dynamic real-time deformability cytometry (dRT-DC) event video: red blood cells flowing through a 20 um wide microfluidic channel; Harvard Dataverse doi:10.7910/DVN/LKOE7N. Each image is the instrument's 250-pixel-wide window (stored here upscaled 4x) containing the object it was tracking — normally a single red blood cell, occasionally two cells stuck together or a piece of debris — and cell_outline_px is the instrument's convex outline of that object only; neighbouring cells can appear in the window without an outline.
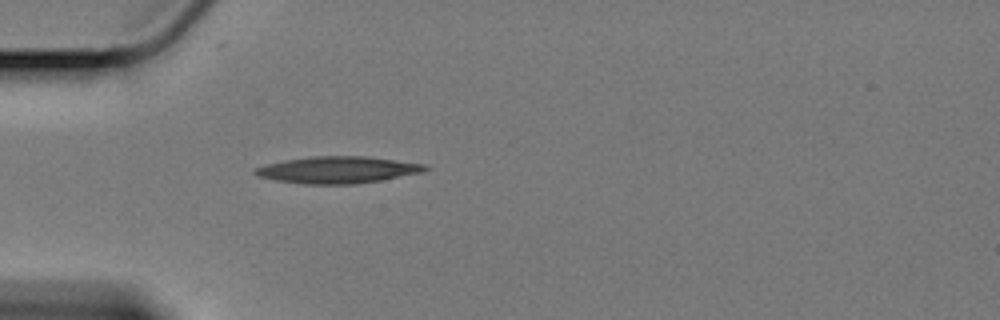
{"species": "Egyptian fruit bat (a non-hibernating species)", "species_latin": "Rousettus aegyptiacus", "temperature_condition": "cold", "stored_images_in_passage": 32, "camera_frame_rate_fps": 3000, "um_per_image_px": 0.085, "animal": {"sex": "female"}, "frame": {"image": 1, "passage_image": 1, "time_ms": 0.0, "image_size_px": [1000, 320], "cell_outline_px": [[432, 168], [420, 172], [380, 180], [356, 184], [304, 184], [276, 180], [256, 176], [252, 172], [256, 168], [264, 164], [284, 160], [312, 156], [364, 156], [424, 164]], "centroid_in_image_um": [28.64, 14.43], "position_along_channel_um": 56.4, "area_um2": 26.41}}
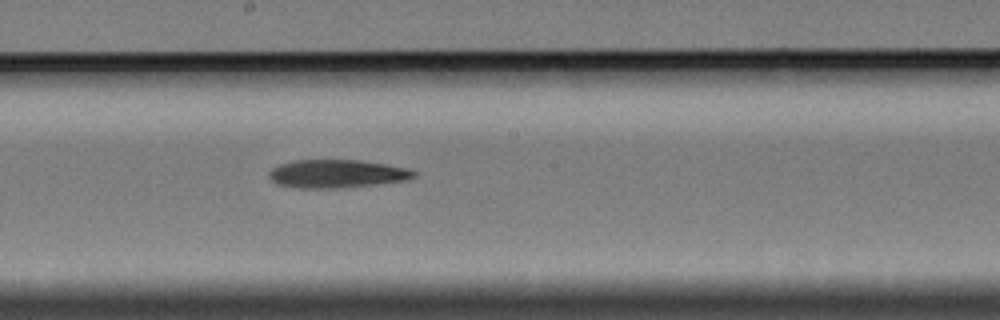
{"frame": {"image": 2, "passage_image": 16, "time_ms": 5.0, "image_size_px": [1000, 320], "cell_outline_px": [[416, 176], [404, 180], [372, 184], [332, 188], [300, 188], [276, 184], [272, 180], [268, 172], [272, 168], [280, 164], [296, 160], [360, 160], [384, 164], [404, 168], [416, 172]], "centroid_in_image_um": [28.57, 14.76], "position_along_channel_um": 219.6, "area_um2": 23.29}}
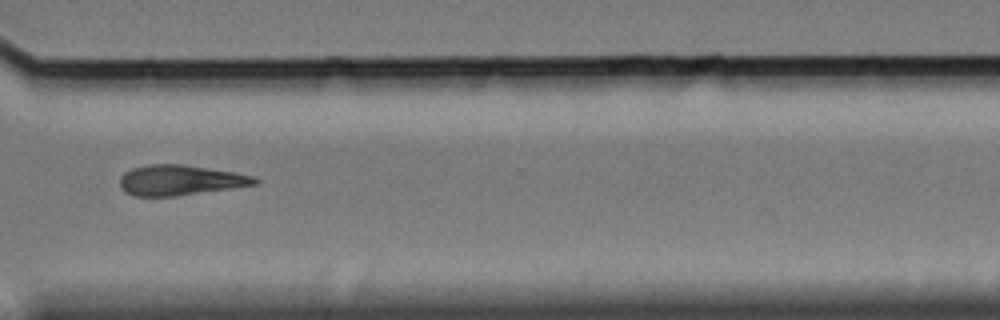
{"frame": {"image": 3, "passage_image": 28, "time_ms": 9.0, "image_size_px": [1000, 320], "cell_outline_px": [[260, 180], [256, 184], [176, 196], [132, 196], [124, 192], [120, 184], [120, 176], [124, 172], [132, 168], [148, 164], [180, 164], [236, 172], [252, 176]], "centroid_in_image_um": [15.26, 15.31], "position_along_channel_um": 355.3, "area_um2": 23.7}, "authors_computed_cell_mechanics": {"area_um2": 23.7269, "velocity_mm_per_s": 3.3956, "shape_relaxation_time_tau1_ms": 6.5036, "shape_relaxation_time_tau2_ms": null, "deformation_change_tau1": 0.1593, "deformation_change_tau2": null}}